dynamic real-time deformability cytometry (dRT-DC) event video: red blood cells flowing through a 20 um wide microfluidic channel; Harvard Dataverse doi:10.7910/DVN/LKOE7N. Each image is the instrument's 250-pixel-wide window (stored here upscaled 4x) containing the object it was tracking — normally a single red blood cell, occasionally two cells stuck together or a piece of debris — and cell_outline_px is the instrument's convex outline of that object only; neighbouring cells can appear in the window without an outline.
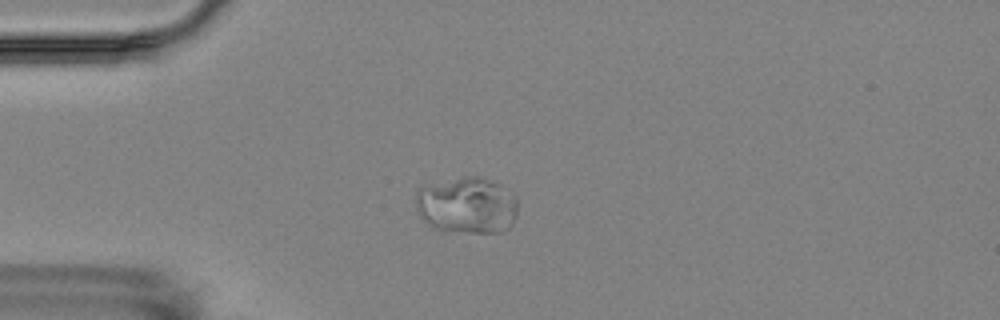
{"species": "Egyptian fruit bat (a non-hibernating species)", "species_latin": "Rousettus aegyptiacus", "temperature_condition": "room temperature", "stored_images_in_passage": 16, "camera_frame_rate_fps": 3000, "um_per_image_px": 0.085, "animal": {"sex": "female"}, "frame": {"image": 1, "passage_image": 4, "time_ms": 3.333, "image_size_px": [1000, 320], "cell_outline_px": [[516, 216], [512, 224], [508, 228], [500, 232], [468, 232], [432, 228], [420, 216], [416, 208], [416, 192], [420, 188], [464, 176], [480, 176], [496, 184], [512, 196], [516, 200]], "centroid_in_image_um": [39.66, 17.47], "position_along_channel_um": 45.3, "area_um2": 32.83}}
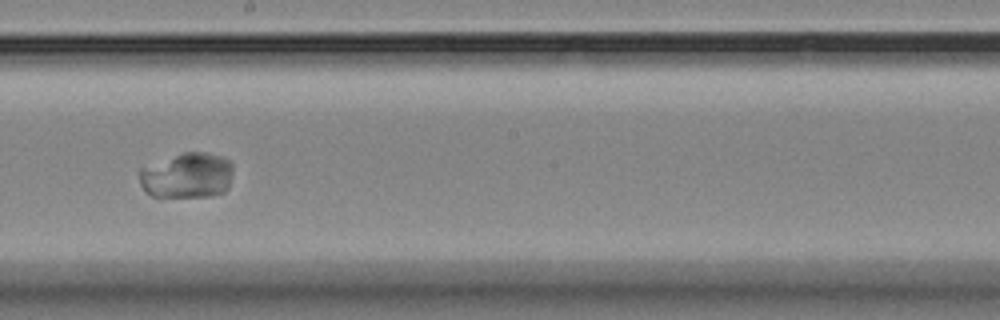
{"frame": {"image": 2, "passage_image": 9, "time_ms": 9.333, "image_size_px": [1000, 320], "cell_outline_px": [[232, 176], [228, 188], [224, 192], [208, 196], [152, 196], [144, 192], [140, 184], [140, 168], [184, 152], [204, 152], [220, 156], [228, 160], [232, 164]], "centroid_in_image_um": [15.91, 14.92], "position_along_channel_um": 232.3, "area_um2": 24.68}}
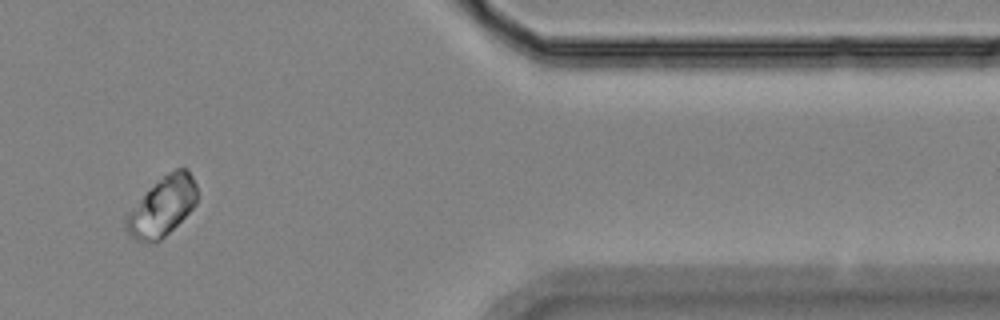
{"frame": {"image": 3, "passage_image": 14, "time_ms": 15.0, "image_size_px": [1000, 320], "cell_outline_px": [[196, 204], [160, 240], [136, 240], [128, 232], [124, 224], [124, 220], [144, 196], [168, 172], [176, 168], [188, 168], [196, 184]], "centroid_in_image_um": [13.84, 17.53], "position_along_channel_um": 397.6, "area_um2": 23.06}}